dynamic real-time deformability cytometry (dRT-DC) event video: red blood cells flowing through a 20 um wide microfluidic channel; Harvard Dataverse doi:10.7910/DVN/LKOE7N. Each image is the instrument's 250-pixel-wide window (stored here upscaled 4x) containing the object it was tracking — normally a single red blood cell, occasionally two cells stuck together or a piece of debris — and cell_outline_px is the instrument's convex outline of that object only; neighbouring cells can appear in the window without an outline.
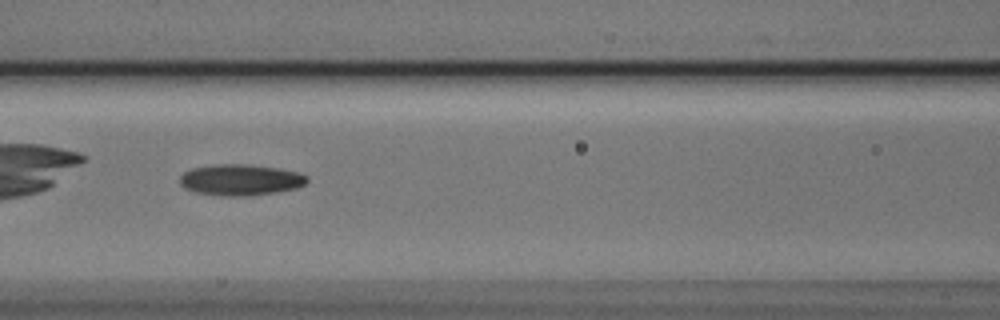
{"species": "Egyptian fruit bat (a non-hibernating species)", "species_latin": "Rousettus aegyptiacus", "temperature_condition": "cold", "stored_images_in_passage": 5, "camera_frame_rate_fps": 3000, "um_per_image_px": 0.085, "animal": {"sex": "male"}, "frame": {"image": 1, "passage_image": 3, "time_ms": 0.667, "image_size_px": [1000, 320], "cell_outline_px": [[308, 180], [304, 184], [296, 188], [276, 192], [240, 196], [224, 196], [196, 192], [184, 188], [180, 184], [180, 176], [184, 172], [192, 168], [216, 164], [248, 164], [280, 168], [300, 172], [308, 176]], "centroid_in_image_um": [20.45, 15.27], "position_along_channel_um": 146.1, "area_um2": 23.12}}
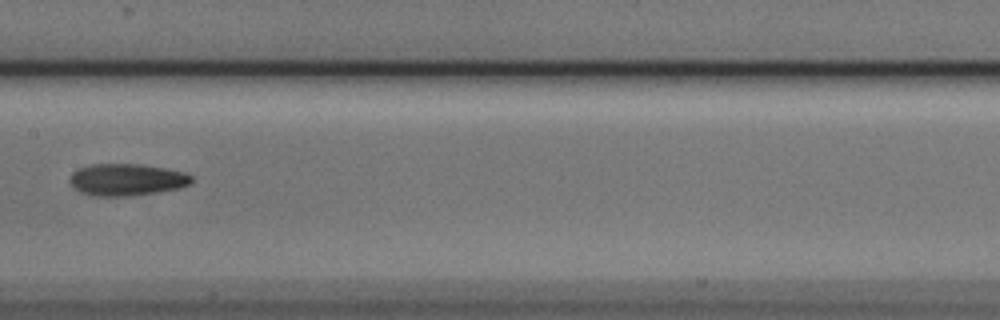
{"frame": {"image": 2, "passage_image": 4, "time_ms": 1.0, "image_size_px": [1000, 320], "cell_outline_px": [[192, 180], [188, 184], [180, 188], [156, 192], [128, 196], [96, 196], [80, 192], [72, 184], [72, 172], [80, 168], [92, 164], [140, 164], [164, 168], [184, 172], [192, 176]], "centroid_in_image_um": [10.79, 15.27], "position_along_channel_um": 196.6, "area_um2": 22.31}}
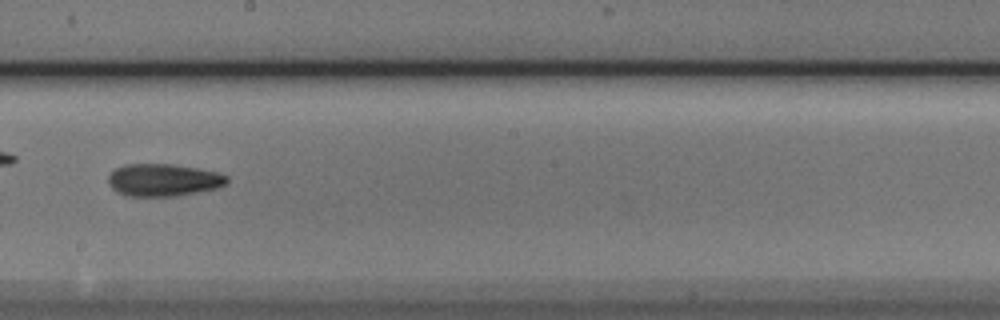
{"frame": {"image": 3, "passage_image": 5, "time_ms": 1.333, "image_size_px": [1000, 320], "cell_outline_px": [[228, 180], [224, 184], [216, 188], [196, 192], [172, 196], [128, 196], [116, 192], [108, 184], [108, 176], [116, 168], [124, 164], [172, 164], [196, 168], [216, 172], [228, 176]], "centroid_in_image_um": [13.84, 15.29], "position_along_channel_um": 234.4, "area_um2": 22.25}}